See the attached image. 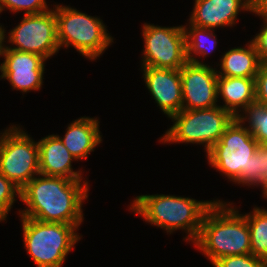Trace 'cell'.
I'll list each match as a JSON object with an SVG mask.
<instances>
[{
  "mask_svg": "<svg viewBox=\"0 0 267 267\" xmlns=\"http://www.w3.org/2000/svg\"><path fill=\"white\" fill-rule=\"evenodd\" d=\"M89 187L88 179L38 174L20 190V201L26 207L18 209L17 215L41 222L71 224L80 229Z\"/></svg>",
  "mask_w": 267,
  "mask_h": 267,
  "instance_id": "obj_1",
  "label": "cell"
},
{
  "mask_svg": "<svg viewBox=\"0 0 267 267\" xmlns=\"http://www.w3.org/2000/svg\"><path fill=\"white\" fill-rule=\"evenodd\" d=\"M213 200H196L192 197L171 194H142L130 201V212L138 215L152 226L164 230L167 235L185 232L183 241L193 243L200 232L206 211L216 202Z\"/></svg>",
  "mask_w": 267,
  "mask_h": 267,
  "instance_id": "obj_2",
  "label": "cell"
},
{
  "mask_svg": "<svg viewBox=\"0 0 267 267\" xmlns=\"http://www.w3.org/2000/svg\"><path fill=\"white\" fill-rule=\"evenodd\" d=\"M222 199L206 211L197 239L192 243L212 264L219 258L251 253L250 230L240 206Z\"/></svg>",
  "mask_w": 267,
  "mask_h": 267,
  "instance_id": "obj_3",
  "label": "cell"
},
{
  "mask_svg": "<svg viewBox=\"0 0 267 267\" xmlns=\"http://www.w3.org/2000/svg\"><path fill=\"white\" fill-rule=\"evenodd\" d=\"M59 48H74L80 56L96 61L114 43L100 16H91L73 6L54 4Z\"/></svg>",
  "mask_w": 267,
  "mask_h": 267,
  "instance_id": "obj_4",
  "label": "cell"
},
{
  "mask_svg": "<svg viewBox=\"0 0 267 267\" xmlns=\"http://www.w3.org/2000/svg\"><path fill=\"white\" fill-rule=\"evenodd\" d=\"M23 247L36 267H62L83 235L77 226L20 217Z\"/></svg>",
  "mask_w": 267,
  "mask_h": 267,
  "instance_id": "obj_5",
  "label": "cell"
},
{
  "mask_svg": "<svg viewBox=\"0 0 267 267\" xmlns=\"http://www.w3.org/2000/svg\"><path fill=\"white\" fill-rule=\"evenodd\" d=\"M234 118L219 105L205 109H182L168 119L173 125L159 137L158 142L166 145H202L207 153L220 140Z\"/></svg>",
  "mask_w": 267,
  "mask_h": 267,
  "instance_id": "obj_6",
  "label": "cell"
},
{
  "mask_svg": "<svg viewBox=\"0 0 267 267\" xmlns=\"http://www.w3.org/2000/svg\"><path fill=\"white\" fill-rule=\"evenodd\" d=\"M8 126L0 131V174L21 190L40 174L38 141L22 125Z\"/></svg>",
  "mask_w": 267,
  "mask_h": 267,
  "instance_id": "obj_7",
  "label": "cell"
},
{
  "mask_svg": "<svg viewBox=\"0 0 267 267\" xmlns=\"http://www.w3.org/2000/svg\"><path fill=\"white\" fill-rule=\"evenodd\" d=\"M258 145L251 132L235 117L206 153L207 164L236 184L248 171V163Z\"/></svg>",
  "mask_w": 267,
  "mask_h": 267,
  "instance_id": "obj_8",
  "label": "cell"
},
{
  "mask_svg": "<svg viewBox=\"0 0 267 267\" xmlns=\"http://www.w3.org/2000/svg\"><path fill=\"white\" fill-rule=\"evenodd\" d=\"M17 24L8 30L9 32L5 30L3 49L38 54L47 61L59 53L54 3L51 4V9L44 13L23 15Z\"/></svg>",
  "mask_w": 267,
  "mask_h": 267,
  "instance_id": "obj_9",
  "label": "cell"
},
{
  "mask_svg": "<svg viewBox=\"0 0 267 267\" xmlns=\"http://www.w3.org/2000/svg\"><path fill=\"white\" fill-rule=\"evenodd\" d=\"M141 28L144 48L140 67L181 69L187 63L183 25L159 26L145 22Z\"/></svg>",
  "mask_w": 267,
  "mask_h": 267,
  "instance_id": "obj_10",
  "label": "cell"
},
{
  "mask_svg": "<svg viewBox=\"0 0 267 267\" xmlns=\"http://www.w3.org/2000/svg\"><path fill=\"white\" fill-rule=\"evenodd\" d=\"M0 80H8L11 88L24 94L40 91L44 85L46 59L38 54L3 49Z\"/></svg>",
  "mask_w": 267,
  "mask_h": 267,
  "instance_id": "obj_11",
  "label": "cell"
},
{
  "mask_svg": "<svg viewBox=\"0 0 267 267\" xmlns=\"http://www.w3.org/2000/svg\"><path fill=\"white\" fill-rule=\"evenodd\" d=\"M182 109H205L218 106L217 68L210 64L187 62L180 69Z\"/></svg>",
  "mask_w": 267,
  "mask_h": 267,
  "instance_id": "obj_12",
  "label": "cell"
},
{
  "mask_svg": "<svg viewBox=\"0 0 267 267\" xmlns=\"http://www.w3.org/2000/svg\"><path fill=\"white\" fill-rule=\"evenodd\" d=\"M140 71L149 95L167 118L182 110L180 69L141 67Z\"/></svg>",
  "mask_w": 267,
  "mask_h": 267,
  "instance_id": "obj_13",
  "label": "cell"
},
{
  "mask_svg": "<svg viewBox=\"0 0 267 267\" xmlns=\"http://www.w3.org/2000/svg\"><path fill=\"white\" fill-rule=\"evenodd\" d=\"M193 10L190 12L191 25L222 30L233 28L238 23V15L251 13V0H193ZM242 12V13H241Z\"/></svg>",
  "mask_w": 267,
  "mask_h": 267,
  "instance_id": "obj_14",
  "label": "cell"
},
{
  "mask_svg": "<svg viewBox=\"0 0 267 267\" xmlns=\"http://www.w3.org/2000/svg\"><path fill=\"white\" fill-rule=\"evenodd\" d=\"M40 174L45 176L64 177L69 179L84 178L81 168L74 170L72 166L76 158L64 146L56 134H49L38 140Z\"/></svg>",
  "mask_w": 267,
  "mask_h": 267,
  "instance_id": "obj_15",
  "label": "cell"
},
{
  "mask_svg": "<svg viewBox=\"0 0 267 267\" xmlns=\"http://www.w3.org/2000/svg\"><path fill=\"white\" fill-rule=\"evenodd\" d=\"M98 117L81 116L67 125L64 136H59L64 146L78 161L88 159L89 154L103 142Z\"/></svg>",
  "mask_w": 267,
  "mask_h": 267,
  "instance_id": "obj_16",
  "label": "cell"
},
{
  "mask_svg": "<svg viewBox=\"0 0 267 267\" xmlns=\"http://www.w3.org/2000/svg\"><path fill=\"white\" fill-rule=\"evenodd\" d=\"M217 91L219 106L234 117L256 102L255 77L218 76Z\"/></svg>",
  "mask_w": 267,
  "mask_h": 267,
  "instance_id": "obj_17",
  "label": "cell"
},
{
  "mask_svg": "<svg viewBox=\"0 0 267 267\" xmlns=\"http://www.w3.org/2000/svg\"><path fill=\"white\" fill-rule=\"evenodd\" d=\"M219 58L218 64L216 62L218 76L256 77L261 64L251 40L244 46L229 48Z\"/></svg>",
  "mask_w": 267,
  "mask_h": 267,
  "instance_id": "obj_18",
  "label": "cell"
},
{
  "mask_svg": "<svg viewBox=\"0 0 267 267\" xmlns=\"http://www.w3.org/2000/svg\"><path fill=\"white\" fill-rule=\"evenodd\" d=\"M185 24L183 25V29L185 33L187 62L208 64L205 59L211 53H215L214 50L217 49V44L219 43L215 33L216 30L197 27L191 25L189 22Z\"/></svg>",
  "mask_w": 267,
  "mask_h": 267,
  "instance_id": "obj_19",
  "label": "cell"
},
{
  "mask_svg": "<svg viewBox=\"0 0 267 267\" xmlns=\"http://www.w3.org/2000/svg\"><path fill=\"white\" fill-rule=\"evenodd\" d=\"M243 215L249 225L251 254L267 260V208L254 206Z\"/></svg>",
  "mask_w": 267,
  "mask_h": 267,
  "instance_id": "obj_20",
  "label": "cell"
},
{
  "mask_svg": "<svg viewBox=\"0 0 267 267\" xmlns=\"http://www.w3.org/2000/svg\"><path fill=\"white\" fill-rule=\"evenodd\" d=\"M267 184V144H259L254 155L250 158L248 163V171L235 184L240 185V188H256L261 190ZM253 187V188H252Z\"/></svg>",
  "mask_w": 267,
  "mask_h": 267,
  "instance_id": "obj_21",
  "label": "cell"
},
{
  "mask_svg": "<svg viewBox=\"0 0 267 267\" xmlns=\"http://www.w3.org/2000/svg\"><path fill=\"white\" fill-rule=\"evenodd\" d=\"M236 118L251 132L258 144H267V106L248 105Z\"/></svg>",
  "mask_w": 267,
  "mask_h": 267,
  "instance_id": "obj_22",
  "label": "cell"
},
{
  "mask_svg": "<svg viewBox=\"0 0 267 267\" xmlns=\"http://www.w3.org/2000/svg\"><path fill=\"white\" fill-rule=\"evenodd\" d=\"M46 0H0V14L9 11L17 14L23 11L22 15L40 14L50 10V4Z\"/></svg>",
  "mask_w": 267,
  "mask_h": 267,
  "instance_id": "obj_23",
  "label": "cell"
},
{
  "mask_svg": "<svg viewBox=\"0 0 267 267\" xmlns=\"http://www.w3.org/2000/svg\"><path fill=\"white\" fill-rule=\"evenodd\" d=\"M20 200V189L4 175L0 174V222H5L13 209L14 203Z\"/></svg>",
  "mask_w": 267,
  "mask_h": 267,
  "instance_id": "obj_24",
  "label": "cell"
},
{
  "mask_svg": "<svg viewBox=\"0 0 267 267\" xmlns=\"http://www.w3.org/2000/svg\"><path fill=\"white\" fill-rule=\"evenodd\" d=\"M212 265L213 267H267V260L250 253L219 258Z\"/></svg>",
  "mask_w": 267,
  "mask_h": 267,
  "instance_id": "obj_25",
  "label": "cell"
},
{
  "mask_svg": "<svg viewBox=\"0 0 267 267\" xmlns=\"http://www.w3.org/2000/svg\"><path fill=\"white\" fill-rule=\"evenodd\" d=\"M256 102L267 106V61L260 64L255 77Z\"/></svg>",
  "mask_w": 267,
  "mask_h": 267,
  "instance_id": "obj_26",
  "label": "cell"
},
{
  "mask_svg": "<svg viewBox=\"0 0 267 267\" xmlns=\"http://www.w3.org/2000/svg\"><path fill=\"white\" fill-rule=\"evenodd\" d=\"M262 20L261 29L251 37V41L255 46L261 62L267 61V18H260Z\"/></svg>",
  "mask_w": 267,
  "mask_h": 267,
  "instance_id": "obj_27",
  "label": "cell"
},
{
  "mask_svg": "<svg viewBox=\"0 0 267 267\" xmlns=\"http://www.w3.org/2000/svg\"><path fill=\"white\" fill-rule=\"evenodd\" d=\"M259 18H267V0H251V13Z\"/></svg>",
  "mask_w": 267,
  "mask_h": 267,
  "instance_id": "obj_28",
  "label": "cell"
},
{
  "mask_svg": "<svg viewBox=\"0 0 267 267\" xmlns=\"http://www.w3.org/2000/svg\"><path fill=\"white\" fill-rule=\"evenodd\" d=\"M5 29L6 27L4 26V24L0 23V56L5 45Z\"/></svg>",
  "mask_w": 267,
  "mask_h": 267,
  "instance_id": "obj_29",
  "label": "cell"
},
{
  "mask_svg": "<svg viewBox=\"0 0 267 267\" xmlns=\"http://www.w3.org/2000/svg\"><path fill=\"white\" fill-rule=\"evenodd\" d=\"M262 192V198H264L265 200H267V184L265 185V187L261 190Z\"/></svg>",
  "mask_w": 267,
  "mask_h": 267,
  "instance_id": "obj_30",
  "label": "cell"
}]
</instances>
